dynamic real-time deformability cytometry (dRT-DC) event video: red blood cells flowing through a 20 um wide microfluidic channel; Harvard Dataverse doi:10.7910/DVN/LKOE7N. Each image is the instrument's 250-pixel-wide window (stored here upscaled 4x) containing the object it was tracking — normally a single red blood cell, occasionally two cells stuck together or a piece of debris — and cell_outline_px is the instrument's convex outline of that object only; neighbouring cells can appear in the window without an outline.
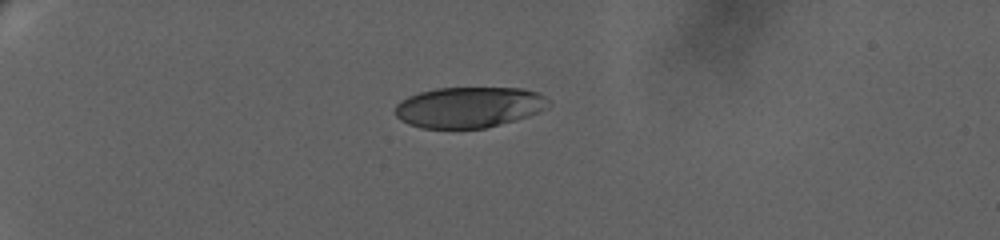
{"species": "human", "species_latin": "Homo sapiens", "temperature_condition": "warm", "stored_images_in_passage": 37, "camera_frame_rate_fps": 3000, "um_per_image_px": 0.085, "donor": {"sex": "female"}, "frame": {"image": 1, "passage_image": 1, "time_ms": 0.0, "image_size_px": [1000, 240], "cell_outline_px": [[552, 104], [540, 112], [516, 120], [484, 128], [424, 128], [408, 124], [400, 120], [396, 116], [396, 104], [400, 100], [408, 96], [420, 92], [436, 88], [520, 88], [536, 92], [544, 96]], "centroid_in_image_um": [39.86, 9.11], "position_along_channel_um": 45.1, "area_um2": 36.47}}
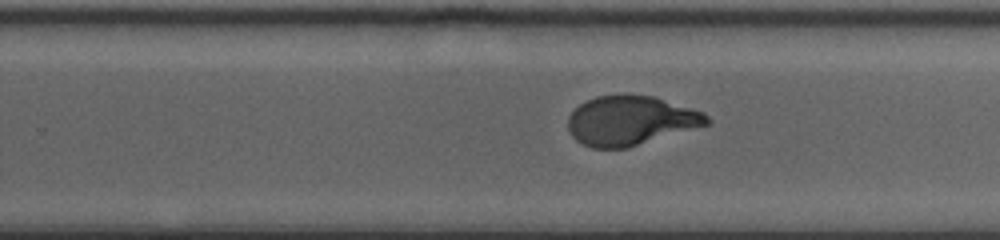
{"frame": {"image": 2, "passage_image": 19, "time_ms": 8.667, "image_size_px": [1000, 240], "cell_outline_px": [[712, 120], [708, 124], [624, 148], [592, 148], [576, 140], [572, 136], [568, 128], [568, 116], [580, 104], [596, 96], [620, 92], [652, 96], [704, 112]], "centroid_in_image_um": [53.56, 10.21], "position_along_channel_um": 276.2, "area_um2": 39.82}}
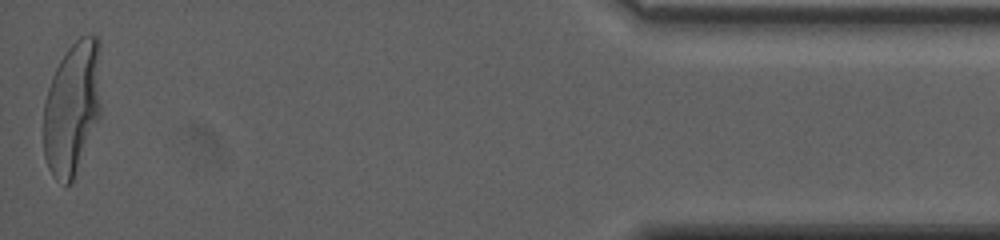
{"frame": {"image": 3, "passage_image": 37, "time_ms": 15.0, "image_size_px": [1000, 240], "cell_outline_px": [[100, 116], [72, 180], [68, 184], [64, 184], [56, 180], [52, 176], [48, 168], [44, 156], [44, 100], [52, 76], [60, 60], [68, 48], [80, 36], [96, 36], [100, 40]], "centroid_in_image_um": [6.13, 9.15], "position_along_channel_um": 429.1, "area_um2": 44.8}, "authors_computed_cell_mechanics": {"area_um2": 40.6912, "velocity_mm_per_s": 3.4026, "shape_relaxation_time_tau1_ms": 6.3312, "shape_relaxation_time_tau2_ms": null, "deformation_change_tau1": 0.256, "deformation_change_tau2": null}}